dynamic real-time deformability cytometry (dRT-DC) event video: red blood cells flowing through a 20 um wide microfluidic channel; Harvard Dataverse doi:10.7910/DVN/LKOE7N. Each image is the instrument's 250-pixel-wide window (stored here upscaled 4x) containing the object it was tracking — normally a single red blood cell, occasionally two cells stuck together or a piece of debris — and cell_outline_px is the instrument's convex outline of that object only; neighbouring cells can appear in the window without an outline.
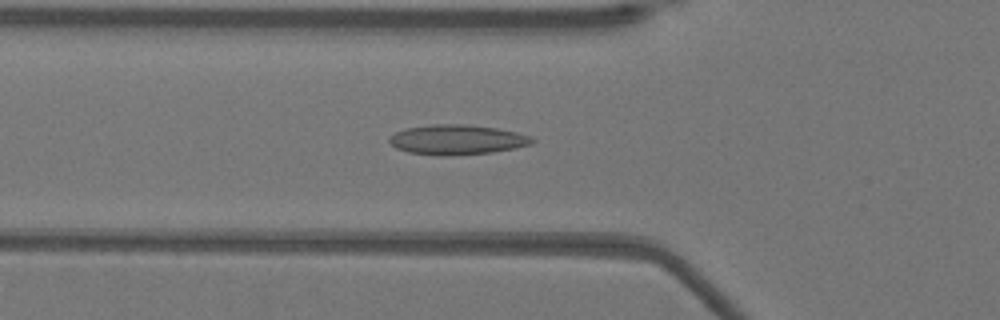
{"species": "Egyptian fruit bat (a non-hibernating species)", "species_latin": "Rousettus aegyptiacus", "temperature_condition": "warm", "stored_images_in_passage": 51, "camera_frame_rate_fps": 3000, "um_per_image_px": 0.085, "animal": {"sex": "female"}, "frame": {"image": 1, "passage_image": 17, "time_ms": 5.333, "image_size_px": [1000, 320], "cell_outline_px": [[536, 140], [532, 144], [516, 148], [492, 152], [452, 156], [440, 156], [408, 152], [396, 148], [388, 140], [396, 132], [404, 128], [436, 124], [468, 124], [496, 128], [516, 132], [532, 136]], "centroid_in_image_um": [38.88, 11.88], "position_along_channel_um": 86.9, "area_um2": 25.03}}
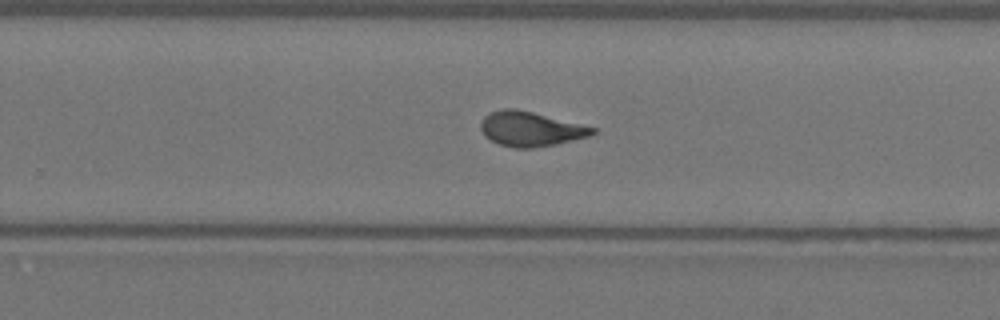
{"frame": {"image": 2, "passage_image": 32, "time_ms": 10.333, "image_size_px": [1000, 320], "cell_outline_px": [[596, 132], [588, 136], [556, 144], [532, 148], [512, 148], [500, 144], [484, 136], [480, 128], [480, 124], [484, 116], [492, 112], [504, 108], [516, 108], [596, 128]], "centroid_in_image_um": [45.06, 10.96], "position_along_channel_um": 284.7, "area_um2": 22.31}}
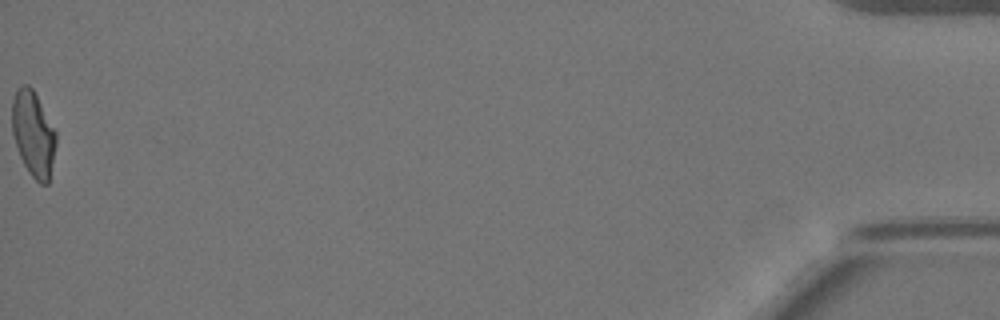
{"frame": {"image": 3, "passage_image": 51, "time_ms": 16.667, "image_size_px": [1000, 320], "cell_outline_px": [[56, 144], [48, 184], [40, 184], [28, 172], [20, 156], [12, 132], [12, 100], [16, 92], [24, 84], [28, 84], [32, 88], [56, 132]], "centroid_in_image_um": [2.83, 11.4], "position_along_channel_um": 432.4, "area_um2": 21.5}, "authors_computed_cell_mechanics": {"area_um2": 22.7154, "velocity_mm_per_s": 3.9389, "shape_relaxation_time_tau1_ms": null, "shape_relaxation_time_tau2_ms": 1.0346, "deformation_change_tau1": null, "deformation_change_tau2": 0.0913}}